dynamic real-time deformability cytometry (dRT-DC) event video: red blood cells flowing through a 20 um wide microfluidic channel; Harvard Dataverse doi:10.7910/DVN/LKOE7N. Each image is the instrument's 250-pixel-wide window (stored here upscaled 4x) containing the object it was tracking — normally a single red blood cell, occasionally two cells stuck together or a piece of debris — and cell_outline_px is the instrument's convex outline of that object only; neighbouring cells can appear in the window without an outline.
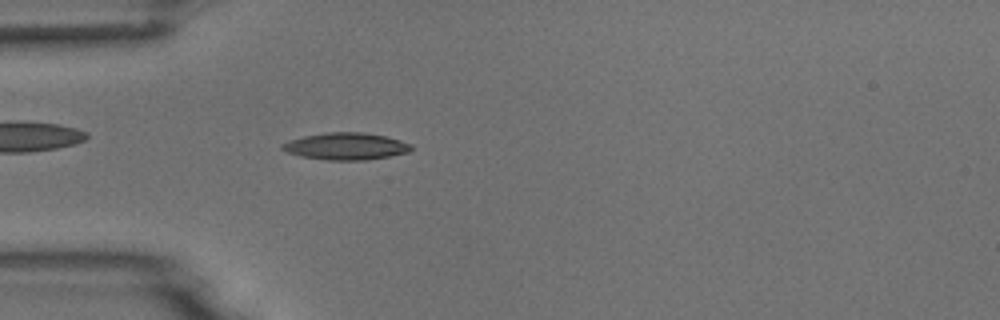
{"species": "common noctule bat (a hibernating species)", "species_latin": "Nyctalus noctula", "temperature_condition": "room temperature", "stored_images_in_passage": 5, "camera_frame_rate_fps": 3000, "um_per_image_px": 0.085, "animal": {"sex": "male", "body_mass_g": 18.8}, "frame": {"image": 1, "passage_image": 5, "time_ms": 4.667, "image_size_px": [1000, 320], "cell_outline_px": [[412, 148], [408, 152], [368, 160], [328, 160], [300, 156], [288, 152], [280, 148], [280, 144], [288, 140], [304, 136], [324, 132], [364, 132], [384, 136], [400, 140], [412, 144]], "centroid_in_image_um": [29.37, 12.43], "position_along_channel_um": 55.6, "area_um2": 20.35}}